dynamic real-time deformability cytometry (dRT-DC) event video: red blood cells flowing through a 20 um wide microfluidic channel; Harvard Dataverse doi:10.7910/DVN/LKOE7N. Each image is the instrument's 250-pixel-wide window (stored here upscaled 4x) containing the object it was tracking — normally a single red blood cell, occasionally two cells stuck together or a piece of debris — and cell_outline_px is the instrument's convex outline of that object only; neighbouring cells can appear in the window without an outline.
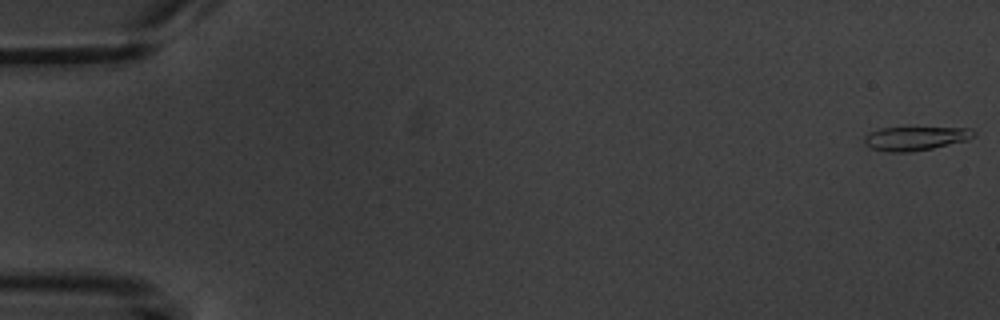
{"species": "common noctule bat (a hibernating species)", "species_latin": "Nyctalus noctula", "temperature_condition": "warm", "stored_images_in_passage": 7, "camera_frame_rate_fps": 3000, "um_per_image_px": 0.085, "animal": {"sex": "male", "body_mass_g": 20.1, "forearm_length_mm": 53.5}, "frame": {"image": 1, "passage_image": 1, "time_ms": 0.0, "image_size_px": [1000, 320], "cell_outline_px": [[976, 132], [968, 140], [932, 148], [912, 152], [884, 152], [872, 148], [864, 144], [864, 136], [868, 132], [880, 128], [968, 128]], "centroid_in_image_um": [77.74, 11.77], "position_along_channel_um": 7.3, "area_um2": 15.14}}
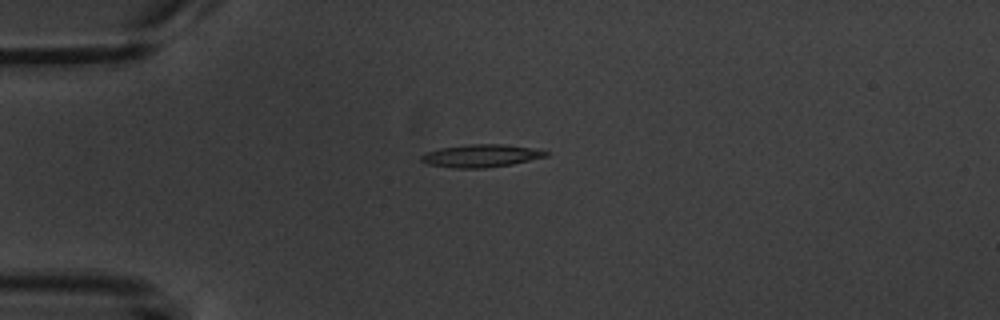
{"frame": {"image": 2, "passage_image": 5, "time_ms": 4.667, "image_size_px": [1000, 320], "cell_outline_px": [[548, 156], [512, 164], [484, 168], [452, 168], [428, 164], [420, 160], [420, 156], [424, 152], [440, 148], [468, 144], [500, 144], [532, 148], [548, 152]], "centroid_in_image_um": [40.83, 13.24], "position_along_channel_um": 44.2, "area_um2": 16.47}}
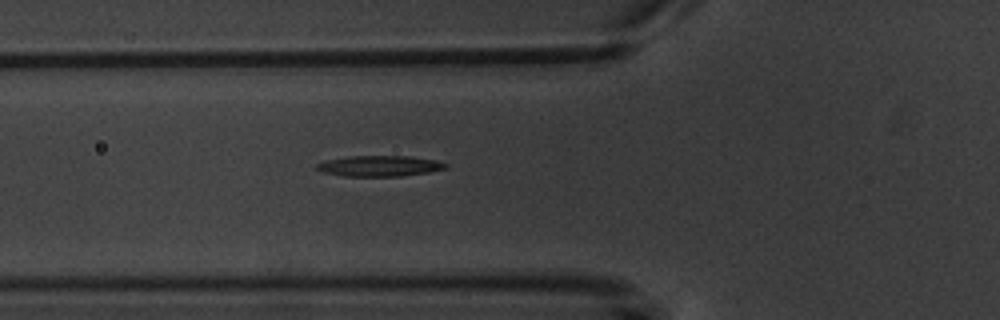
{"frame": {"image": 3, "passage_image": 7, "time_ms": 6.667, "image_size_px": [1000, 320], "cell_outline_px": [[448, 168], [428, 172], [400, 176], [344, 176], [320, 172], [316, 168], [316, 164], [324, 160], [348, 156], [408, 156], [436, 160], [448, 164]], "centroid_in_image_um": [32.23, 14.1], "position_along_channel_um": 93.6, "area_um2": 15.66}}